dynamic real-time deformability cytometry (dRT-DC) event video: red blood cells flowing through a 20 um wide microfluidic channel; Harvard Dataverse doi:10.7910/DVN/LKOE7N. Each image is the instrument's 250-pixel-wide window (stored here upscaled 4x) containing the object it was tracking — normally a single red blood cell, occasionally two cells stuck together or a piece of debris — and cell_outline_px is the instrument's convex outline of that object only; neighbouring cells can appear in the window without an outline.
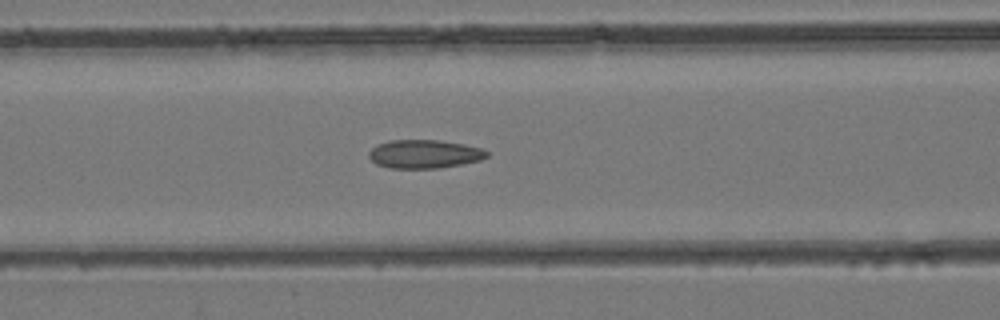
{"species": "common noctule bat (a hibernating species)", "species_latin": "Nyctalus noctula", "temperature_condition": "room temperature", "stored_images_in_passage": 44, "camera_frame_rate_fps": 3000, "um_per_image_px": 0.085, "animal": {"sex": "female", "body_mass_g": 24.6, "forearm_length_mm": 56.2}, "frame": {"image": 1, "passage_image": 18, "time_ms": 5.667, "image_size_px": [1000, 320], "cell_outline_px": [[488, 156], [480, 160], [460, 164], [436, 168], [388, 168], [376, 164], [368, 156], [368, 152], [376, 144], [392, 140], [436, 140], [464, 144], [480, 148], [488, 152]], "centroid_in_image_um": [36.03, 13.09], "position_along_channel_um": 130.6, "area_um2": 19.48}}
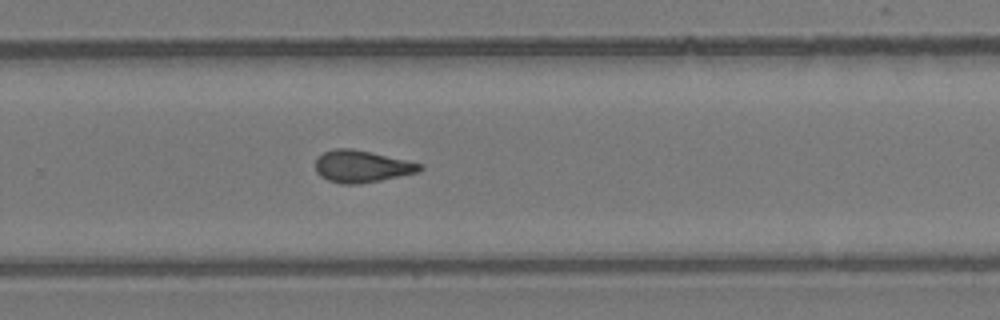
{"frame": {"image": 2, "passage_image": 29, "time_ms": 9.333, "image_size_px": [1000, 320], "cell_outline_px": [[424, 168], [420, 172], [380, 180], [356, 184], [340, 184], [328, 180], [320, 176], [316, 172], [316, 156], [324, 152], [336, 148], [352, 148], [424, 164]], "centroid_in_image_um": [30.75, 14.14], "position_along_channel_um": 299.1, "area_um2": 19.54}}
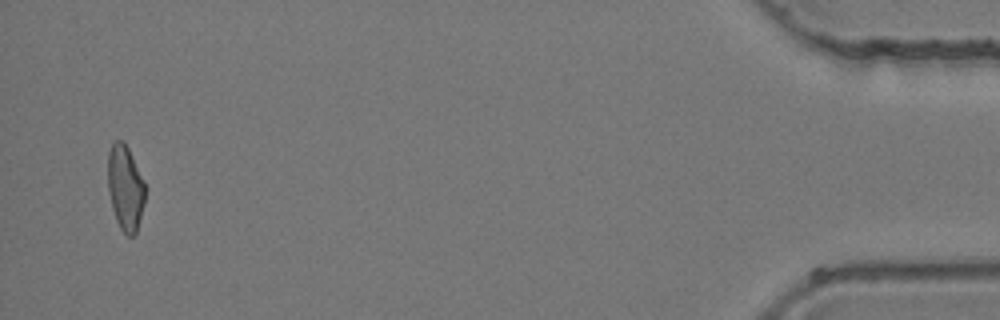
{"frame": {"image": 3, "passage_image": 43, "time_ms": 14.0, "image_size_px": [1000, 320], "cell_outline_px": [[144, 204], [136, 232], [132, 236], [128, 236], [120, 228], [116, 220], [112, 208], [108, 192], [108, 152], [112, 144], [116, 140], [124, 140], [144, 180]], "centroid_in_image_um": [10.64, 15.94], "position_along_channel_um": 424.6, "area_um2": 18.44}}